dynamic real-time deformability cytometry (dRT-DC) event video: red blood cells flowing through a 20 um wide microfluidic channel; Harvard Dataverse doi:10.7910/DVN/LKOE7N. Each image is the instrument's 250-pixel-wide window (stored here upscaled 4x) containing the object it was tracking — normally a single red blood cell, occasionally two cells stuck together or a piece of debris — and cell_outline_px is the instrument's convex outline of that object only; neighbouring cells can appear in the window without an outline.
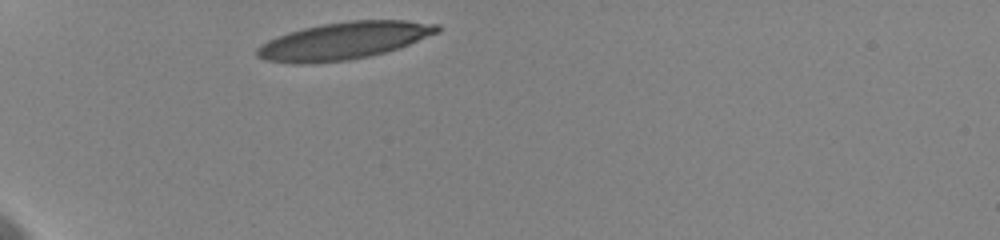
{"species": "human", "species_latin": "Homo sapiens", "temperature_condition": "cold", "stored_images_in_passage": 38, "camera_frame_rate_fps": 3000, "um_per_image_px": 0.085, "donor": {"sex": "female"}, "frame": {"image": 1, "passage_image": 1, "time_ms": 0.0, "image_size_px": [1000, 240], "cell_outline_px": [[440, 32], [408, 44], [384, 52], [368, 56], [348, 60], [312, 64], [292, 64], [264, 60], [256, 56], [256, 48], [260, 44], [276, 36], [288, 32], [304, 28], [324, 24], [348, 20], [404, 20], [440, 24]], "centroid_in_image_um": [29.18, 3.47], "position_along_channel_um": 55.8, "area_um2": 39.25}}
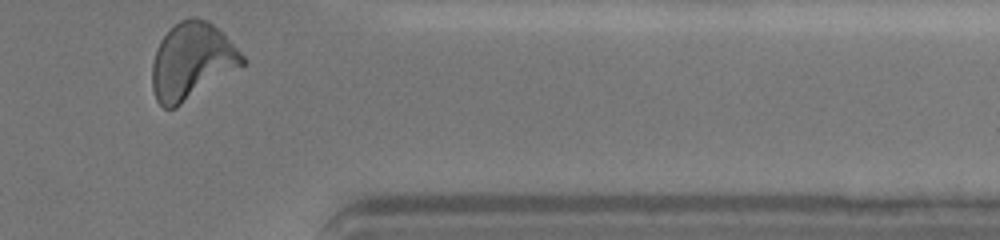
{"frame": {"image": 2, "passage_image": 38, "time_ms": 10.333, "image_size_px": [1000, 240], "cell_outline_px": [[248, 60], [244, 64], [176, 108], [164, 108], [156, 100], [152, 88], [152, 64], [156, 48], [160, 40], [180, 20], [188, 16], [196, 16], [208, 20]], "centroid_in_image_um": [16.27, 5.2], "position_along_channel_um": 395.1, "area_um2": 39.82}, "authors_computed_cell_mechanics": {"area_um2": 39.0728, "velocity_mm_per_s": 3.6081, "shape_relaxation_time_tau1_ms": 5.1644, "shape_relaxation_time_tau2_ms": 1.8544, "deformation_change_tau1": 0.1997, "deformation_change_tau2": 0.1054}}